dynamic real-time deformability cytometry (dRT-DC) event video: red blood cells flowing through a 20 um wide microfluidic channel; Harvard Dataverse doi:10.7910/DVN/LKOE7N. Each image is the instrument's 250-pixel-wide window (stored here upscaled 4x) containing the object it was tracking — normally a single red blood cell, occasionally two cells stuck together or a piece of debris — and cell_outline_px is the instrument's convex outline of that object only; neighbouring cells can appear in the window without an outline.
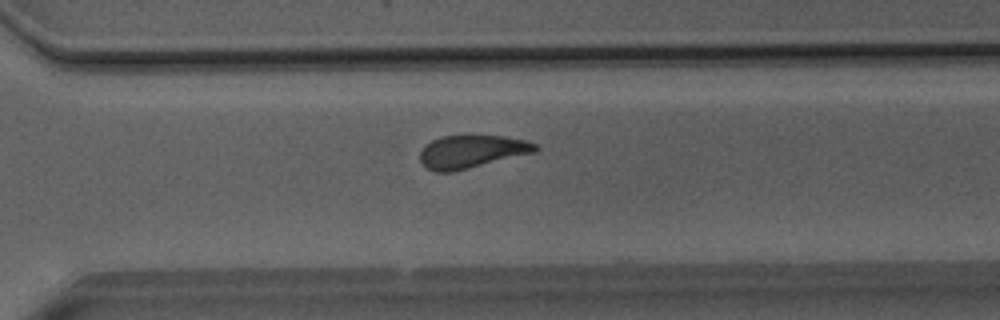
{"species": "Egyptian fruit bat (a non-hibernating species)", "species_latin": "Rousettus aegyptiacus", "temperature_condition": "room temperature", "stored_images_in_passage": 28, "camera_frame_rate_fps": 3000, "um_per_image_px": 0.085, "animal": {"sex": "male"}, "frame": {"image": 1, "passage_image": 20, "time_ms": 6.333, "image_size_px": [1000, 320], "cell_outline_px": [[540, 148], [536, 152], [452, 172], [436, 172], [428, 168], [420, 160], [420, 152], [432, 140], [440, 136], [504, 136], [528, 140], [540, 144]], "centroid_in_image_um": [40.17, 12.88], "position_along_channel_um": 330.4, "area_um2": 22.08}, "authors_computed_cell_mechanics": {"area_um2": 22.6865, "velocity_mm_per_s": 4.0416, "shape_relaxation_time_tau1_ms": 7.3015, "shape_relaxation_time_tau2_ms": 1.6224, "deformation_change_tau1": 0.1634, "deformation_change_tau2": 0.0778}}